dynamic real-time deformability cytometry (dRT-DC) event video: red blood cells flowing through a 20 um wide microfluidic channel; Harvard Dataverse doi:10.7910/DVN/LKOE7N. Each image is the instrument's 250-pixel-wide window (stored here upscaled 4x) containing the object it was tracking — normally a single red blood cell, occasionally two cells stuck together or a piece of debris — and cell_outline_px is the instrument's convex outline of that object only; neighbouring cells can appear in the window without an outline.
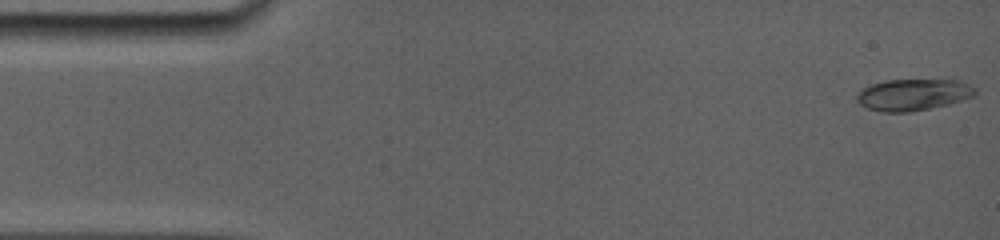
{"species": "common noctule bat (a hibernating species)", "species_latin": "Nyctalus noctula", "temperature_condition": "room temperature", "stored_images_in_passage": 48, "camera_frame_rate_fps": 5000, "um_per_image_px": 0.085, "animal": {"sex": "female", "body_mass_g": 19.0, "forearm_length_mm": 56.7}, "frame": {"image": 1, "passage_image": 1, "time_ms": 0.0, "image_size_px": [1000, 240], "cell_outline_px": [[976, 96], [948, 104], [908, 112], [880, 112], [868, 108], [860, 104], [856, 100], [856, 96], [864, 88], [872, 84], [884, 80], [960, 80], [976, 88]], "centroid_in_image_um": [77.64, 8.04], "position_along_channel_um": 7.4, "area_um2": 21.68}}
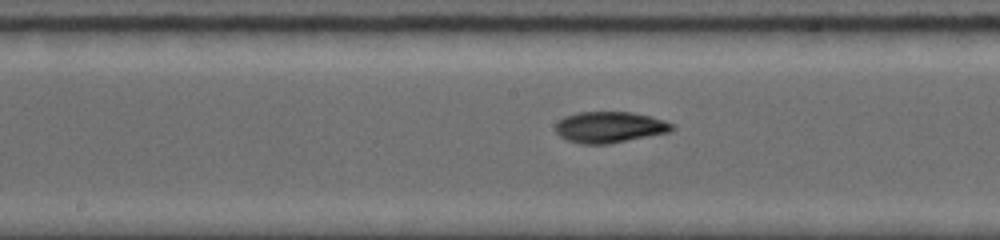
{"frame": {"image": 2, "passage_image": 24, "time_ms": 8.0, "image_size_px": [1000, 240], "cell_outline_px": [[676, 128], [672, 132], [608, 144], [580, 144], [568, 140], [560, 136], [556, 132], [556, 124], [564, 116], [576, 112], [632, 112], [664, 120], [676, 124]], "centroid_in_image_um": [51.86, 10.81], "position_along_channel_um": 196.3, "area_um2": 21.33}}
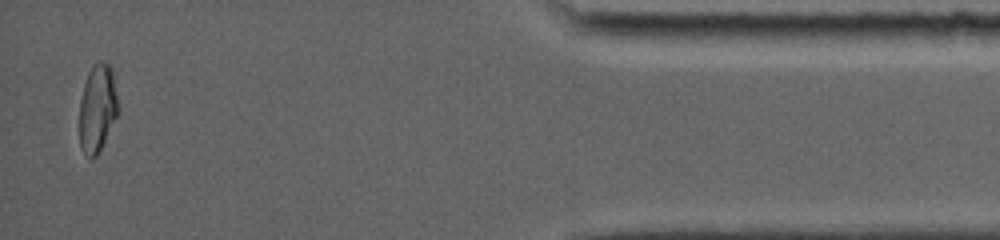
{"frame": {"image": 3, "passage_image": 46, "time_ms": 15.4, "image_size_px": [1000, 240], "cell_outline_px": [[120, 112], [96, 156], [88, 156], [80, 148], [80, 100], [84, 84], [88, 72], [100, 60], [104, 60], [112, 68], [120, 108]], "centroid_in_image_um": [8.32, 9.16], "position_along_channel_um": 426.9, "area_um2": 19.88}}